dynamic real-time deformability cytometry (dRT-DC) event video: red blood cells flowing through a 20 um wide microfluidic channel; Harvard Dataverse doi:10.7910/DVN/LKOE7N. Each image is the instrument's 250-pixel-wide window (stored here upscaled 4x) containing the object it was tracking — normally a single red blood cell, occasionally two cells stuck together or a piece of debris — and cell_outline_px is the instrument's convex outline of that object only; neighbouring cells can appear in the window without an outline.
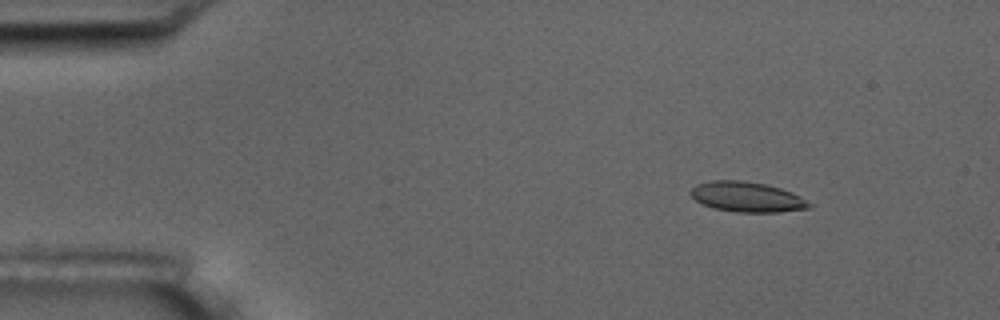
{"species": "common noctule bat (a hibernating species)", "species_latin": "Nyctalus noctula", "temperature_condition": "room temperature", "stored_images_in_passage": 8, "camera_frame_rate_fps": 3000, "um_per_image_px": 0.085, "animal": {"sex": "male", "body_mass_g": 17.5, "forearm_length_mm": 52.3}, "frame": {"image": 1, "passage_image": 2, "time_ms": 1.333, "image_size_px": [1000, 320], "cell_outline_px": [[812, 204], [808, 208], [780, 212], [736, 212], [712, 208], [696, 200], [688, 192], [696, 184], [712, 180], [740, 180], [764, 184], [780, 188], [792, 192], [800, 196]], "centroid_in_image_um": [63.47, 16.74], "position_along_channel_um": 21.5, "area_um2": 20.75}}
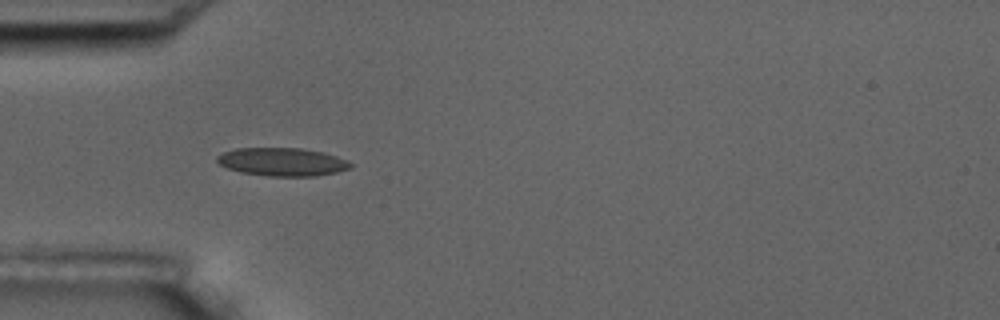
{"frame": {"image": 2, "passage_image": 5, "time_ms": 4.667, "image_size_px": [1000, 320], "cell_outline_px": [[352, 168], [336, 172], [316, 176], [268, 176], [240, 172], [228, 168], [220, 164], [216, 160], [216, 156], [224, 152], [236, 148], [300, 148], [324, 152], [336, 156], [352, 164]], "centroid_in_image_um": [23.98, 13.76], "position_along_channel_um": 61.0, "area_um2": 21.85}}
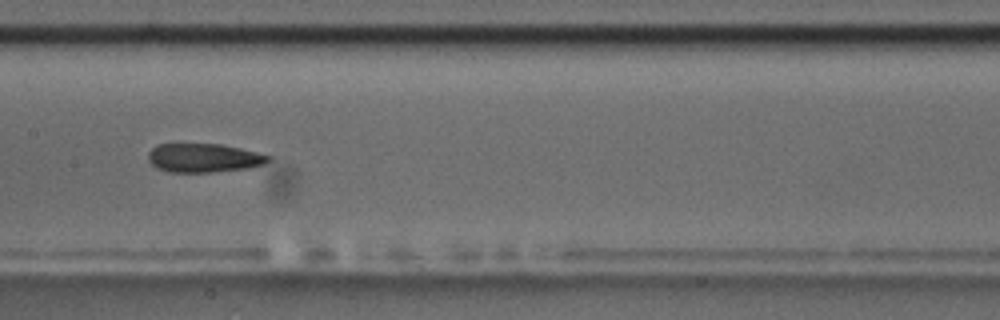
{"frame": {"image": 3, "passage_image": 8, "time_ms": 8.333, "image_size_px": [1000, 320], "cell_outline_px": [[272, 156], [264, 164], [248, 168], [212, 172], [168, 172], [156, 168], [148, 160], [148, 152], [152, 148], [160, 144], [220, 144], [240, 148]], "centroid_in_image_um": [17.3, 13.42], "position_along_channel_um": 190.1, "area_um2": 20.11}}